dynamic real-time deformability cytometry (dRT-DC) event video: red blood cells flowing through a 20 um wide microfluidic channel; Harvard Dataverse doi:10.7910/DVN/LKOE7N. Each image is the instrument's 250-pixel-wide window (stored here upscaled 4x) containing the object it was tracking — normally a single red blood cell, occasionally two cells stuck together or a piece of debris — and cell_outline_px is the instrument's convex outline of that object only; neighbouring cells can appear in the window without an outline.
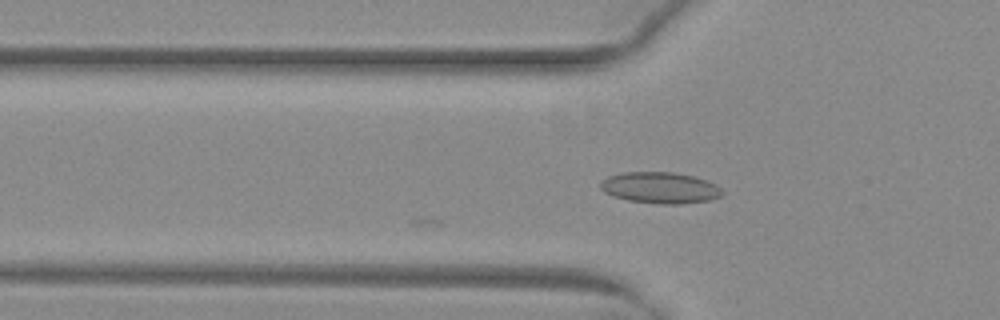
{"species": "common noctule bat (a hibernating species)", "species_latin": "Nyctalus noctula", "temperature_condition": "warm", "stored_images_in_passage": 7, "camera_frame_rate_fps": 3000, "um_per_image_px": 0.085, "animal": {"sex": "female", "body_mass_g": 29.2, "forearm_length_mm": 56.3}, "frame": {"image": 1, "passage_image": 7, "time_ms": 2.0, "image_size_px": [1000, 320], "cell_outline_px": [[724, 192], [720, 196], [712, 200], [680, 204], [660, 204], [628, 200], [612, 196], [604, 192], [600, 188], [600, 184], [608, 176], [624, 172], [672, 172], [696, 176], [716, 184]], "centroid_in_image_um": [56.13, 15.96], "position_along_channel_um": 69.7, "area_um2": 22.31}}